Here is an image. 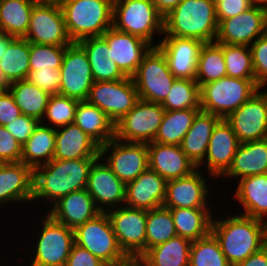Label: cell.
I'll use <instances>...</instances> for the list:
<instances>
[{
	"label": "cell",
	"mask_w": 267,
	"mask_h": 266,
	"mask_svg": "<svg viewBox=\"0 0 267 266\" xmlns=\"http://www.w3.org/2000/svg\"><path fill=\"white\" fill-rule=\"evenodd\" d=\"M213 217L211 233L231 266L244 261L267 244V222L239 213Z\"/></svg>",
	"instance_id": "cell-1"
},
{
	"label": "cell",
	"mask_w": 267,
	"mask_h": 266,
	"mask_svg": "<svg viewBox=\"0 0 267 266\" xmlns=\"http://www.w3.org/2000/svg\"><path fill=\"white\" fill-rule=\"evenodd\" d=\"M97 158L74 160L52 159L34 169L33 199L51 201L53 205L60 198L86 189L89 171Z\"/></svg>",
	"instance_id": "cell-2"
},
{
	"label": "cell",
	"mask_w": 267,
	"mask_h": 266,
	"mask_svg": "<svg viewBox=\"0 0 267 266\" xmlns=\"http://www.w3.org/2000/svg\"><path fill=\"white\" fill-rule=\"evenodd\" d=\"M218 30L215 0H182L163 19V35L215 42Z\"/></svg>",
	"instance_id": "cell-3"
},
{
	"label": "cell",
	"mask_w": 267,
	"mask_h": 266,
	"mask_svg": "<svg viewBox=\"0 0 267 266\" xmlns=\"http://www.w3.org/2000/svg\"><path fill=\"white\" fill-rule=\"evenodd\" d=\"M114 0H64L60 6L72 42L102 36L112 27Z\"/></svg>",
	"instance_id": "cell-4"
},
{
	"label": "cell",
	"mask_w": 267,
	"mask_h": 266,
	"mask_svg": "<svg viewBox=\"0 0 267 266\" xmlns=\"http://www.w3.org/2000/svg\"><path fill=\"white\" fill-rule=\"evenodd\" d=\"M164 16L152 0H114L112 27L148 42L152 47L155 34H163ZM154 36V37H153Z\"/></svg>",
	"instance_id": "cell-5"
},
{
	"label": "cell",
	"mask_w": 267,
	"mask_h": 266,
	"mask_svg": "<svg viewBox=\"0 0 267 266\" xmlns=\"http://www.w3.org/2000/svg\"><path fill=\"white\" fill-rule=\"evenodd\" d=\"M258 90L255 80L226 76L200 86V108L225 119Z\"/></svg>",
	"instance_id": "cell-6"
},
{
	"label": "cell",
	"mask_w": 267,
	"mask_h": 266,
	"mask_svg": "<svg viewBox=\"0 0 267 266\" xmlns=\"http://www.w3.org/2000/svg\"><path fill=\"white\" fill-rule=\"evenodd\" d=\"M75 244L87 249L107 265H116L129 259L119 247L106 212L78 226L74 230Z\"/></svg>",
	"instance_id": "cell-7"
},
{
	"label": "cell",
	"mask_w": 267,
	"mask_h": 266,
	"mask_svg": "<svg viewBox=\"0 0 267 266\" xmlns=\"http://www.w3.org/2000/svg\"><path fill=\"white\" fill-rule=\"evenodd\" d=\"M140 99L162 103L176 80L169 70L164 53L156 46L144 55L132 76Z\"/></svg>",
	"instance_id": "cell-8"
},
{
	"label": "cell",
	"mask_w": 267,
	"mask_h": 266,
	"mask_svg": "<svg viewBox=\"0 0 267 266\" xmlns=\"http://www.w3.org/2000/svg\"><path fill=\"white\" fill-rule=\"evenodd\" d=\"M165 114L160 103L138 99L134 107L114 125V138L124 142H153Z\"/></svg>",
	"instance_id": "cell-9"
},
{
	"label": "cell",
	"mask_w": 267,
	"mask_h": 266,
	"mask_svg": "<svg viewBox=\"0 0 267 266\" xmlns=\"http://www.w3.org/2000/svg\"><path fill=\"white\" fill-rule=\"evenodd\" d=\"M45 216L41 232L37 231L40 235L36 238L30 266H65L75 243L74 230L55 221L49 214Z\"/></svg>",
	"instance_id": "cell-10"
},
{
	"label": "cell",
	"mask_w": 267,
	"mask_h": 266,
	"mask_svg": "<svg viewBox=\"0 0 267 266\" xmlns=\"http://www.w3.org/2000/svg\"><path fill=\"white\" fill-rule=\"evenodd\" d=\"M99 156L125 185L149 168L147 143L124 142L114 138L100 146Z\"/></svg>",
	"instance_id": "cell-11"
},
{
	"label": "cell",
	"mask_w": 267,
	"mask_h": 266,
	"mask_svg": "<svg viewBox=\"0 0 267 266\" xmlns=\"http://www.w3.org/2000/svg\"><path fill=\"white\" fill-rule=\"evenodd\" d=\"M106 213L121 250L128 258L138 259L146 251L147 210L123 205Z\"/></svg>",
	"instance_id": "cell-12"
},
{
	"label": "cell",
	"mask_w": 267,
	"mask_h": 266,
	"mask_svg": "<svg viewBox=\"0 0 267 266\" xmlns=\"http://www.w3.org/2000/svg\"><path fill=\"white\" fill-rule=\"evenodd\" d=\"M138 91L132 77L108 82H94L87 101L100 110L115 124L138 101Z\"/></svg>",
	"instance_id": "cell-13"
},
{
	"label": "cell",
	"mask_w": 267,
	"mask_h": 266,
	"mask_svg": "<svg viewBox=\"0 0 267 266\" xmlns=\"http://www.w3.org/2000/svg\"><path fill=\"white\" fill-rule=\"evenodd\" d=\"M29 43L68 46L72 43L60 4L37 2L30 15V23L24 37Z\"/></svg>",
	"instance_id": "cell-14"
},
{
	"label": "cell",
	"mask_w": 267,
	"mask_h": 266,
	"mask_svg": "<svg viewBox=\"0 0 267 266\" xmlns=\"http://www.w3.org/2000/svg\"><path fill=\"white\" fill-rule=\"evenodd\" d=\"M60 73L59 94L79 101L88 99L90 88L95 81L87 54L78 42H72L66 47Z\"/></svg>",
	"instance_id": "cell-15"
},
{
	"label": "cell",
	"mask_w": 267,
	"mask_h": 266,
	"mask_svg": "<svg viewBox=\"0 0 267 266\" xmlns=\"http://www.w3.org/2000/svg\"><path fill=\"white\" fill-rule=\"evenodd\" d=\"M266 33L267 10L252 6L237 16L221 20L215 42L250 46Z\"/></svg>",
	"instance_id": "cell-16"
},
{
	"label": "cell",
	"mask_w": 267,
	"mask_h": 266,
	"mask_svg": "<svg viewBox=\"0 0 267 266\" xmlns=\"http://www.w3.org/2000/svg\"><path fill=\"white\" fill-rule=\"evenodd\" d=\"M225 120L240 143L267 138V91H257Z\"/></svg>",
	"instance_id": "cell-17"
},
{
	"label": "cell",
	"mask_w": 267,
	"mask_h": 266,
	"mask_svg": "<svg viewBox=\"0 0 267 266\" xmlns=\"http://www.w3.org/2000/svg\"><path fill=\"white\" fill-rule=\"evenodd\" d=\"M86 190L101 212H107L125 204L126 185L100 156L90 168Z\"/></svg>",
	"instance_id": "cell-18"
},
{
	"label": "cell",
	"mask_w": 267,
	"mask_h": 266,
	"mask_svg": "<svg viewBox=\"0 0 267 266\" xmlns=\"http://www.w3.org/2000/svg\"><path fill=\"white\" fill-rule=\"evenodd\" d=\"M203 172L197 168L191 174L167 181L163 207L212 209L209 207V187Z\"/></svg>",
	"instance_id": "cell-19"
},
{
	"label": "cell",
	"mask_w": 267,
	"mask_h": 266,
	"mask_svg": "<svg viewBox=\"0 0 267 266\" xmlns=\"http://www.w3.org/2000/svg\"><path fill=\"white\" fill-rule=\"evenodd\" d=\"M102 37L108 44L109 59L127 76L132 77L144 55L152 47L148 42L132 34L109 28Z\"/></svg>",
	"instance_id": "cell-20"
},
{
	"label": "cell",
	"mask_w": 267,
	"mask_h": 266,
	"mask_svg": "<svg viewBox=\"0 0 267 266\" xmlns=\"http://www.w3.org/2000/svg\"><path fill=\"white\" fill-rule=\"evenodd\" d=\"M204 43L194 38L165 36L157 42L176 79L195 80L199 52Z\"/></svg>",
	"instance_id": "cell-21"
},
{
	"label": "cell",
	"mask_w": 267,
	"mask_h": 266,
	"mask_svg": "<svg viewBox=\"0 0 267 266\" xmlns=\"http://www.w3.org/2000/svg\"><path fill=\"white\" fill-rule=\"evenodd\" d=\"M240 144L231 125L225 119H221L215 126L209 140L205 160L197 168L200 169L202 164L207 163L208 171L206 172L216 179L221 177L231 166Z\"/></svg>",
	"instance_id": "cell-22"
},
{
	"label": "cell",
	"mask_w": 267,
	"mask_h": 266,
	"mask_svg": "<svg viewBox=\"0 0 267 266\" xmlns=\"http://www.w3.org/2000/svg\"><path fill=\"white\" fill-rule=\"evenodd\" d=\"M147 148L149 169L166 181L187 176L197 169L180 145L150 142L147 143Z\"/></svg>",
	"instance_id": "cell-23"
},
{
	"label": "cell",
	"mask_w": 267,
	"mask_h": 266,
	"mask_svg": "<svg viewBox=\"0 0 267 266\" xmlns=\"http://www.w3.org/2000/svg\"><path fill=\"white\" fill-rule=\"evenodd\" d=\"M33 181L34 170L23 162L0 163V205L32 201Z\"/></svg>",
	"instance_id": "cell-24"
},
{
	"label": "cell",
	"mask_w": 267,
	"mask_h": 266,
	"mask_svg": "<svg viewBox=\"0 0 267 266\" xmlns=\"http://www.w3.org/2000/svg\"><path fill=\"white\" fill-rule=\"evenodd\" d=\"M51 206L47 214L73 230L101 213L86 189L69 193Z\"/></svg>",
	"instance_id": "cell-25"
},
{
	"label": "cell",
	"mask_w": 267,
	"mask_h": 266,
	"mask_svg": "<svg viewBox=\"0 0 267 266\" xmlns=\"http://www.w3.org/2000/svg\"><path fill=\"white\" fill-rule=\"evenodd\" d=\"M167 181L149 168L126 184L125 204L131 208L152 210L165 200Z\"/></svg>",
	"instance_id": "cell-26"
},
{
	"label": "cell",
	"mask_w": 267,
	"mask_h": 266,
	"mask_svg": "<svg viewBox=\"0 0 267 266\" xmlns=\"http://www.w3.org/2000/svg\"><path fill=\"white\" fill-rule=\"evenodd\" d=\"M100 146L76 124L56 129V144L53 159L74 160L98 158Z\"/></svg>",
	"instance_id": "cell-27"
},
{
	"label": "cell",
	"mask_w": 267,
	"mask_h": 266,
	"mask_svg": "<svg viewBox=\"0 0 267 266\" xmlns=\"http://www.w3.org/2000/svg\"><path fill=\"white\" fill-rule=\"evenodd\" d=\"M267 174V138L241 143L228 170L222 175L242 179Z\"/></svg>",
	"instance_id": "cell-28"
},
{
	"label": "cell",
	"mask_w": 267,
	"mask_h": 266,
	"mask_svg": "<svg viewBox=\"0 0 267 266\" xmlns=\"http://www.w3.org/2000/svg\"><path fill=\"white\" fill-rule=\"evenodd\" d=\"M220 117L200 110L180 144L186 156L198 167L204 160L209 140Z\"/></svg>",
	"instance_id": "cell-29"
},
{
	"label": "cell",
	"mask_w": 267,
	"mask_h": 266,
	"mask_svg": "<svg viewBox=\"0 0 267 266\" xmlns=\"http://www.w3.org/2000/svg\"><path fill=\"white\" fill-rule=\"evenodd\" d=\"M234 194L244 209L242 215L267 222V174L240 179Z\"/></svg>",
	"instance_id": "cell-30"
},
{
	"label": "cell",
	"mask_w": 267,
	"mask_h": 266,
	"mask_svg": "<svg viewBox=\"0 0 267 266\" xmlns=\"http://www.w3.org/2000/svg\"><path fill=\"white\" fill-rule=\"evenodd\" d=\"M85 50L95 82L116 81L127 76L109 59L108 44L102 36L87 37L78 41Z\"/></svg>",
	"instance_id": "cell-31"
},
{
	"label": "cell",
	"mask_w": 267,
	"mask_h": 266,
	"mask_svg": "<svg viewBox=\"0 0 267 266\" xmlns=\"http://www.w3.org/2000/svg\"><path fill=\"white\" fill-rule=\"evenodd\" d=\"M192 241L175 236L167 242L145 251L139 258L140 266H189Z\"/></svg>",
	"instance_id": "cell-32"
},
{
	"label": "cell",
	"mask_w": 267,
	"mask_h": 266,
	"mask_svg": "<svg viewBox=\"0 0 267 266\" xmlns=\"http://www.w3.org/2000/svg\"><path fill=\"white\" fill-rule=\"evenodd\" d=\"M73 123L99 146L114 139L115 124L102 110L89 103L87 100L78 102Z\"/></svg>",
	"instance_id": "cell-33"
},
{
	"label": "cell",
	"mask_w": 267,
	"mask_h": 266,
	"mask_svg": "<svg viewBox=\"0 0 267 266\" xmlns=\"http://www.w3.org/2000/svg\"><path fill=\"white\" fill-rule=\"evenodd\" d=\"M56 129L39 123L29 139L22 145L21 162L33 170L53 159Z\"/></svg>",
	"instance_id": "cell-34"
},
{
	"label": "cell",
	"mask_w": 267,
	"mask_h": 266,
	"mask_svg": "<svg viewBox=\"0 0 267 266\" xmlns=\"http://www.w3.org/2000/svg\"><path fill=\"white\" fill-rule=\"evenodd\" d=\"M30 43L25 38L15 37L4 50L0 59V78L6 86L15 81L27 79L29 68Z\"/></svg>",
	"instance_id": "cell-35"
},
{
	"label": "cell",
	"mask_w": 267,
	"mask_h": 266,
	"mask_svg": "<svg viewBox=\"0 0 267 266\" xmlns=\"http://www.w3.org/2000/svg\"><path fill=\"white\" fill-rule=\"evenodd\" d=\"M178 236L191 241L207 236L211 232L213 212L210 209H170Z\"/></svg>",
	"instance_id": "cell-36"
},
{
	"label": "cell",
	"mask_w": 267,
	"mask_h": 266,
	"mask_svg": "<svg viewBox=\"0 0 267 266\" xmlns=\"http://www.w3.org/2000/svg\"><path fill=\"white\" fill-rule=\"evenodd\" d=\"M6 89L12 94L21 113L42 120L51 94L29 81H15Z\"/></svg>",
	"instance_id": "cell-37"
},
{
	"label": "cell",
	"mask_w": 267,
	"mask_h": 266,
	"mask_svg": "<svg viewBox=\"0 0 267 266\" xmlns=\"http://www.w3.org/2000/svg\"><path fill=\"white\" fill-rule=\"evenodd\" d=\"M35 0H0V33L24 38Z\"/></svg>",
	"instance_id": "cell-38"
},
{
	"label": "cell",
	"mask_w": 267,
	"mask_h": 266,
	"mask_svg": "<svg viewBox=\"0 0 267 266\" xmlns=\"http://www.w3.org/2000/svg\"><path fill=\"white\" fill-rule=\"evenodd\" d=\"M201 108L166 111L153 142L180 145Z\"/></svg>",
	"instance_id": "cell-39"
},
{
	"label": "cell",
	"mask_w": 267,
	"mask_h": 266,
	"mask_svg": "<svg viewBox=\"0 0 267 266\" xmlns=\"http://www.w3.org/2000/svg\"><path fill=\"white\" fill-rule=\"evenodd\" d=\"M226 76L223 43H204L199 52L195 81L201 86Z\"/></svg>",
	"instance_id": "cell-40"
},
{
	"label": "cell",
	"mask_w": 267,
	"mask_h": 266,
	"mask_svg": "<svg viewBox=\"0 0 267 266\" xmlns=\"http://www.w3.org/2000/svg\"><path fill=\"white\" fill-rule=\"evenodd\" d=\"M177 236L170 209L163 206L147 210L146 251Z\"/></svg>",
	"instance_id": "cell-41"
},
{
	"label": "cell",
	"mask_w": 267,
	"mask_h": 266,
	"mask_svg": "<svg viewBox=\"0 0 267 266\" xmlns=\"http://www.w3.org/2000/svg\"><path fill=\"white\" fill-rule=\"evenodd\" d=\"M161 105L166 111L200 108V86L195 80L176 79Z\"/></svg>",
	"instance_id": "cell-42"
},
{
	"label": "cell",
	"mask_w": 267,
	"mask_h": 266,
	"mask_svg": "<svg viewBox=\"0 0 267 266\" xmlns=\"http://www.w3.org/2000/svg\"><path fill=\"white\" fill-rule=\"evenodd\" d=\"M189 266H231L219 242L210 232L207 236L192 241Z\"/></svg>",
	"instance_id": "cell-43"
},
{
	"label": "cell",
	"mask_w": 267,
	"mask_h": 266,
	"mask_svg": "<svg viewBox=\"0 0 267 266\" xmlns=\"http://www.w3.org/2000/svg\"><path fill=\"white\" fill-rule=\"evenodd\" d=\"M223 56L228 77L255 80L249 46L223 44Z\"/></svg>",
	"instance_id": "cell-44"
},
{
	"label": "cell",
	"mask_w": 267,
	"mask_h": 266,
	"mask_svg": "<svg viewBox=\"0 0 267 266\" xmlns=\"http://www.w3.org/2000/svg\"><path fill=\"white\" fill-rule=\"evenodd\" d=\"M78 102L79 100L75 98L61 94H51L40 123H45L44 125L55 129L72 124L74 122ZM46 121L48 122L46 123Z\"/></svg>",
	"instance_id": "cell-45"
},
{
	"label": "cell",
	"mask_w": 267,
	"mask_h": 266,
	"mask_svg": "<svg viewBox=\"0 0 267 266\" xmlns=\"http://www.w3.org/2000/svg\"><path fill=\"white\" fill-rule=\"evenodd\" d=\"M66 47L30 43V71L60 69Z\"/></svg>",
	"instance_id": "cell-46"
},
{
	"label": "cell",
	"mask_w": 267,
	"mask_h": 266,
	"mask_svg": "<svg viewBox=\"0 0 267 266\" xmlns=\"http://www.w3.org/2000/svg\"><path fill=\"white\" fill-rule=\"evenodd\" d=\"M255 83L262 89L267 85V33L257 38L250 46Z\"/></svg>",
	"instance_id": "cell-47"
},
{
	"label": "cell",
	"mask_w": 267,
	"mask_h": 266,
	"mask_svg": "<svg viewBox=\"0 0 267 266\" xmlns=\"http://www.w3.org/2000/svg\"><path fill=\"white\" fill-rule=\"evenodd\" d=\"M26 80L50 94H59L61 83L60 69L52 68L30 71Z\"/></svg>",
	"instance_id": "cell-48"
},
{
	"label": "cell",
	"mask_w": 267,
	"mask_h": 266,
	"mask_svg": "<svg viewBox=\"0 0 267 266\" xmlns=\"http://www.w3.org/2000/svg\"><path fill=\"white\" fill-rule=\"evenodd\" d=\"M21 156L22 146L5 126L0 125V163L20 162Z\"/></svg>",
	"instance_id": "cell-49"
},
{
	"label": "cell",
	"mask_w": 267,
	"mask_h": 266,
	"mask_svg": "<svg viewBox=\"0 0 267 266\" xmlns=\"http://www.w3.org/2000/svg\"><path fill=\"white\" fill-rule=\"evenodd\" d=\"M39 123L40 121L38 119L22 114L5 127L22 146L29 139Z\"/></svg>",
	"instance_id": "cell-50"
},
{
	"label": "cell",
	"mask_w": 267,
	"mask_h": 266,
	"mask_svg": "<svg viewBox=\"0 0 267 266\" xmlns=\"http://www.w3.org/2000/svg\"><path fill=\"white\" fill-rule=\"evenodd\" d=\"M252 7L249 0H215L218 23L223 19L234 17Z\"/></svg>",
	"instance_id": "cell-51"
},
{
	"label": "cell",
	"mask_w": 267,
	"mask_h": 266,
	"mask_svg": "<svg viewBox=\"0 0 267 266\" xmlns=\"http://www.w3.org/2000/svg\"><path fill=\"white\" fill-rule=\"evenodd\" d=\"M65 266H107L87 249L73 244Z\"/></svg>",
	"instance_id": "cell-52"
},
{
	"label": "cell",
	"mask_w": 267,
	"mask_h": 266,
	"mask_svg": "<svg viewBox=\"0 0 267 266\" xmlns=\"http://www.w3.org/2000/svg\"><path fill=\"white\" fill-rule=\"evenodd\" d=\"M21 110L16 105L12 94L5 89L0 93V125L6 126L21 116Z\"/></svg>",
	"instance_id": "cell-53"
},
{
	"label": "cell",
	"mask_w": 267,
	"mask_h": 266,
	"mask_svg": "<svg viewBox=\"0 0 267 266\" xmlns=\"http://www.w3.org/2000/svg\"><path fill=\"white\" fill-rule=\"evenodd\" d=\"M235 266H267V244Z\"/></svg>",
	"instance_id": "cell-54"
},
{
	"label": "cell",
	"mask_w": 267,
	"mask_h": 266,
	"mask_svg": "<svg viewBox=\"0 0 267 266\" xmlns=\"http://www.w3.org/2000/svg\"><path fill=\"white\" fill-rule=\"evenodd\" d=\"M182 0H152L157 10L165 16L171 9L175 8Z\"/></svg>",
	"instance_id": "cell-55"
},
{
	"label": "cell",
	"mask_w": 267,
	"mask_h": 266,
	"mask_svg": "<svg viewBox=\"0 0 267 266\" xmlns=\"http://www.w3.org/2000/svg\"><path fill=\"white\" fill-rule=\"evenodd\" d=\"M15 37L10 36L9 34L0 33V59H2V54L4 50H7L8 45Z\"/></svg>",
	"instance_id": "cell-56"
},
{
	"label": "cell",
	"mask_w": 267,
	"mask_h": 266,
	"mask_svg": "<svg viewBox=\"0 0 267 266\" xmlns=\"http://www.w3.org/2000/svg\"><path fill=\"white\" fill-rule=\"evenodd\" d=\"M107 266H140L138 259L129 258L126 261L116 264V265H107Z\"/></svg>",
	"instance_id": "cell-57"
},
{
	"label": "cell",
	"mask_w": 267,
	"mask_h": 266,
	"mask_svg": "<svg viewBox=\"0 0 267 266\" xmlns=\"http://www.w3.org/2000/svg\"><path fill=\"white\" fill-rule=\"evenodd\" d=\"M252 6L262 7L267 10V0H249Z\"/></svg>",
	"instance_id": "cell-58"
},
{
	"label": "cell",
	"mask_w": 267,
	"mask_h": 266,
	"mask_svg": "<svg viewBox=\"0 0 267 266\" xmlns=\"http://www.w3.org/2000/svg\"><path fill=\"white\" fill-rule=\"evenodd\" d=\"M36 2L40 3H56L61 4L64 0H35Z\"/></svg>",
	"instance_id": "cell-59"
},
{
	"label": "cell",
	"mask_w": 267,
	"mask_h": 266,
	"mask_svg": "<svg viewBox=\"0 0 267 266\" xmlns=\"http://www.w3.org/2000/svg\"><path fill=\"white\" fill-rule=\"evenodd\" d=\"M6 84L0 78V93L6 89Z\"/></svg>",
	"instance_id": "cell-60"
}]
</instances>
